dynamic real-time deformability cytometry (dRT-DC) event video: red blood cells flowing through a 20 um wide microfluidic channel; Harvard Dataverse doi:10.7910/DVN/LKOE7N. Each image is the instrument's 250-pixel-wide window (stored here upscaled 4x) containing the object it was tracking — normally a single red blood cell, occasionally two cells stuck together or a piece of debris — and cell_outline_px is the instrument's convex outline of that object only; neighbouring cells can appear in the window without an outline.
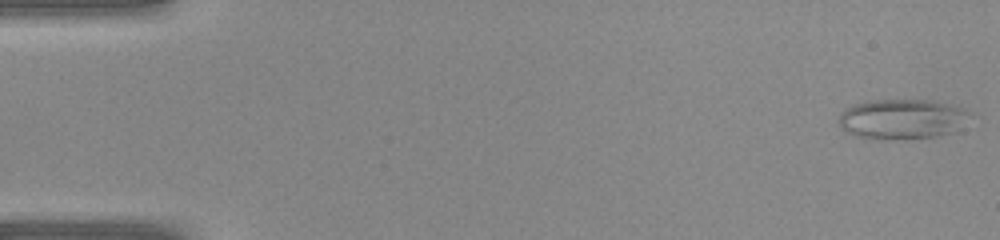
{"species": "common noctule bat (a hibernating species)", "species_latin": "Nyctalus noctula", "temperature_condition": "warm", "stored_images_in_passage": 41, "camera_frame_rate_fps": 3000, "um_per_image_px": 0.085, "animal": {"sex": "female", "body_mass_g": 22.0, "forearm_length_mm": 56.7}, "frame": {"image": 1, "passage_image": 1, "time_ms": 0.0, "image_size_px": [1000, 240], "cell_outline_px": [[968, 112], [956, 132], [936, 136], [892, 140], [868, 140], [844, 132], [840, 128], [836, 120], [840, 112], [844, 108], [852, 104], [872, 100], [932, 100], [948, 104], [960, 108]], "centroid_in_image_um": [76.51, 10.14], "position_along_channel_um": 8.5, "area_um2": 30.92}}
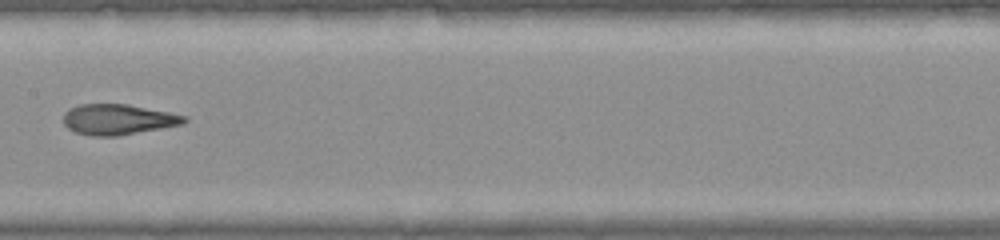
{"frame": {"image": 2, "passage_image": 21, "time_ms": 6.667, "image_size_px": [1000, 240], "cell_outline_px": [[188, 120], [184, 124], [116, 136], [92, 136], [76, 132], [68, 128], [64, 124], [64, 112], [68, 108], [80, 104], [128, 104], [188, 116]], "centroid_in_image_um": [10.03, 10.14], "position_along_channel_um": 197.4, "area_um2": 21.5}}
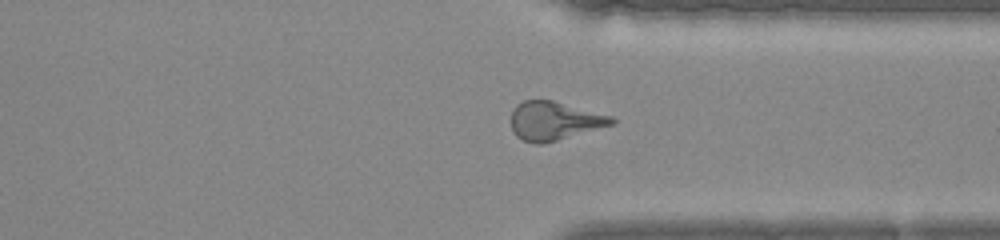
{"frame": {"image": 3, "passage_image": 31, "time_ms": 10.0, "image_size_px": [1000, 240], "cell_outline_px": [[616, 124], [556, 140], [540, 144], [536, 144], [524, 140], [516, 136], [512, 132], [512, 112], [516, 104], [524, 100], [552, 100], [612, 116], [616, 120]], "centroid_in_image_um": [47.12, 10.27], "position_along_channel_um": 364.3, "area_um2": 22.48}}